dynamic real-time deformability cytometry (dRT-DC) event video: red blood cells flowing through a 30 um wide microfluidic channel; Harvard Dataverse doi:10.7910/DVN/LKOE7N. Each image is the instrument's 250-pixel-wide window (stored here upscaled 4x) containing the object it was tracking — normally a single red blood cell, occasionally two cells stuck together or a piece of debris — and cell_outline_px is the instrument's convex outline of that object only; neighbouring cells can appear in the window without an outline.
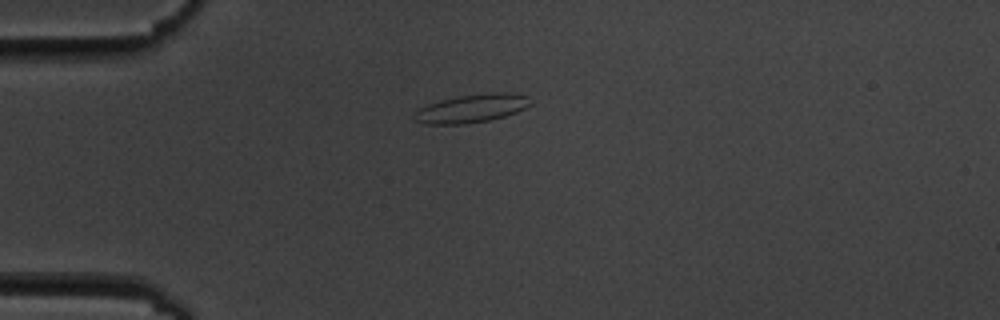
{"species": "common noctule bat (a hibernating species)", "species_latin": "Nyctalus noctula", "temperature_condition": "cold", "stored_images_in_passage": 4, "camera_frame_rate_fps": 3000, "um_per_image_px": 0.085, "animal": {"sex": "male", "body_mass_g": 19.5, "forearm_length_mm": 54.6}, "frame": {"image": 1, "passage_image": 1, "time_ms": 0.0, "image_size_px": [1000, 320], "cell_outline_px": [[532, 104], [516, 112], [504, 116], [488, 120], [464, 124], [428, 124], [412, 120], [416, 112], [420, 108], [428, 104], [440, 100], [460, 96], [492, 92], [504, 92], [528, 96]], "centroid_in_image_um": [40.09, 9.21], "position_along_channel_um": 44.9, "area_um2": 18.96}}
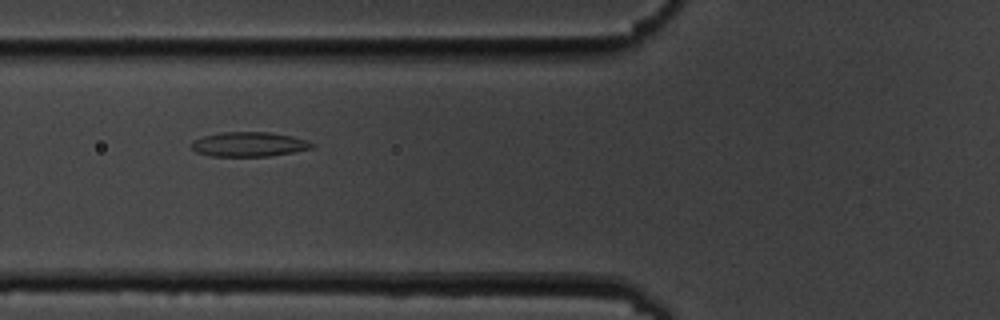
{"frame": {"image": 2, "passage_image": 3, "time_ms": 2.333, "image_size_px": [1000, 320], "cell_outline_px": [[316, 144], [312, 148], [292, 152], [268, 156], [212, 156], [196, 152], [192, 148], [192, 140], [204, 136], [220, 132], [268, 132], [292, 136], [308, 140]], "centroid_in_image_um": [21.17, 12.26], "position_along_channel_um": 104.6, "area_um2": 17.22}}
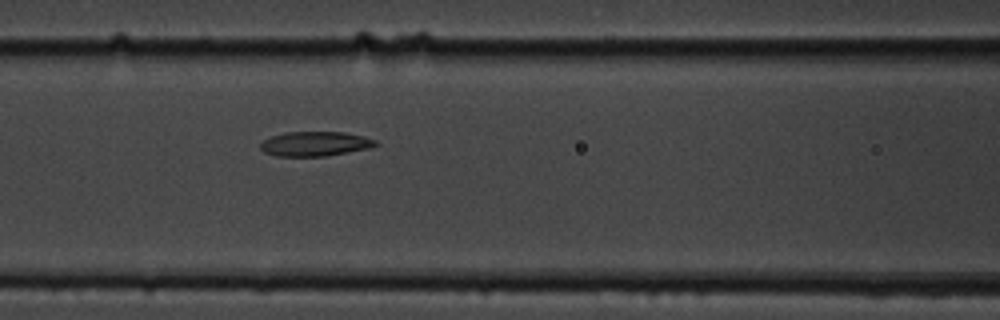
{"frame": {"image": 3, "passage_image": 4, "time_ms": 3.333, "image_size_px": [1000, 320], "cell_outline_px": [[380, 144], [372, 148], [324, 156], [276, 156], [264, 152], [260, 148], [260, 144], [264, 140], [272, 136], [284, 132], [344, 132], [364, 136], [376, 140]], "centroid_in_image_um": [26.82, 12.22], "position_along_channel_um": 139.8, "area_um2": 16.59}}